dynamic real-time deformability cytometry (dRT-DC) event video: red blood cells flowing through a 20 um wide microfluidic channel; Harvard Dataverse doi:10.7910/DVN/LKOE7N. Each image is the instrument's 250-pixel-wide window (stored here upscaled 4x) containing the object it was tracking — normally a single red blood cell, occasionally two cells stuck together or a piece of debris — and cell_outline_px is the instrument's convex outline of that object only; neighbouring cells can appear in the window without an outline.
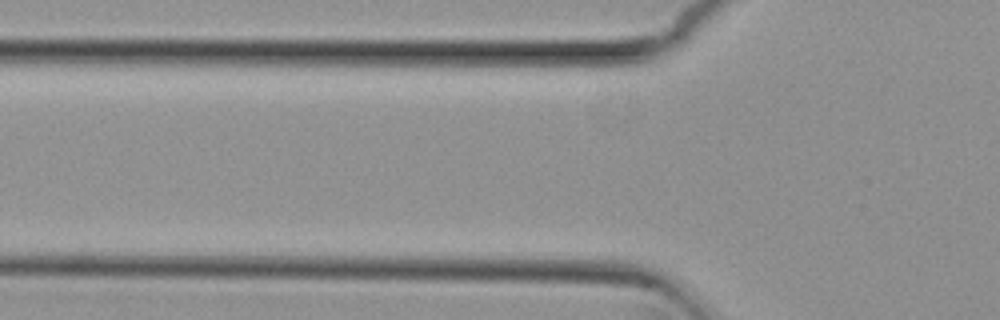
{"species": "common noctule bat (a hibernating species)", "species_latin": "Nyctalus noctula", "temperature_condition": "cold", "stored_images_in_passage": 2, "camera_frame_rate_fps": 3000, "um_per_image_px": 0.085, "animal": {"sex": "female", "body_mass_g": 29.2, "forearm_length_mm": 56.3}, "frame": {"image": 1, "passage_image": 2, "time_ms": 0.333, "image_size_px": [1000, 320], "cell_outline_px": [[704, 16], [696, 28], [684, 40], [652, 60], [636, 64], [600, 64], [608, 52], [704, 12]], "centroid_in_image_um": [55.51, 3.71], "position_along_channel_um": 70.3, "area_um2": 14.05}}